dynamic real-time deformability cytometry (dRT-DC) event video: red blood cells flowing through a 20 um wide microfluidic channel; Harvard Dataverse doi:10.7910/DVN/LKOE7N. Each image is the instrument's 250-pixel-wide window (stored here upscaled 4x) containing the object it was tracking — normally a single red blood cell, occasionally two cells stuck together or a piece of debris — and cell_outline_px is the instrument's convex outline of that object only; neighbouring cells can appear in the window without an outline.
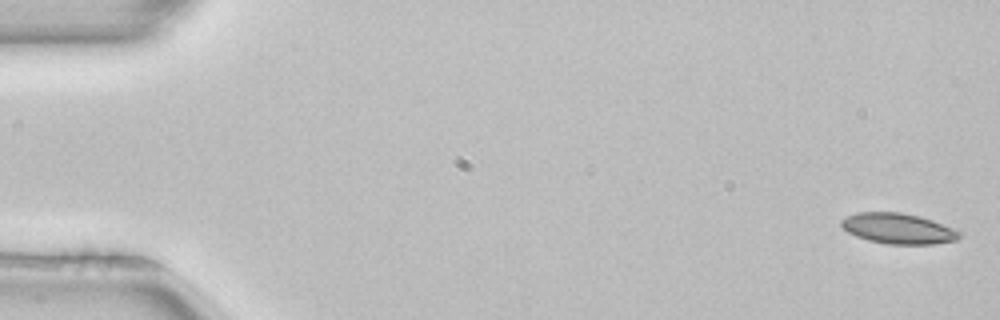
{"species": "common noctule bat (a hibernating species)", "species_latin": "Nyctalus noctula", "temperature_condition": "room temperature", "stored_images_in_passage": 4, "camera_frame_rate_fps": 3000, "um_per_image_px": 0.085, "animal": {"sex": "female", "body_mass_g": 22.7, "forearm_length_mm": 54.2}, "frame": {"image": 1, "passage_image": 1, "time_ms": 0.0, "image_size_px": [1000, 320], "cell_outline_px": [[960, 236], [956, 240], [932, 244], [888, 244], [868, 240], [856, 236], [848, 232], [840, 224], [840, 220], [856, 212], [900, 212], [920, 216], [932, 220], [952, 228], [960, 232]], "centroid_in_image_um": [76.32, 19.42], "position_along_channel_um": 8.7, "area_um2": 20.87}}